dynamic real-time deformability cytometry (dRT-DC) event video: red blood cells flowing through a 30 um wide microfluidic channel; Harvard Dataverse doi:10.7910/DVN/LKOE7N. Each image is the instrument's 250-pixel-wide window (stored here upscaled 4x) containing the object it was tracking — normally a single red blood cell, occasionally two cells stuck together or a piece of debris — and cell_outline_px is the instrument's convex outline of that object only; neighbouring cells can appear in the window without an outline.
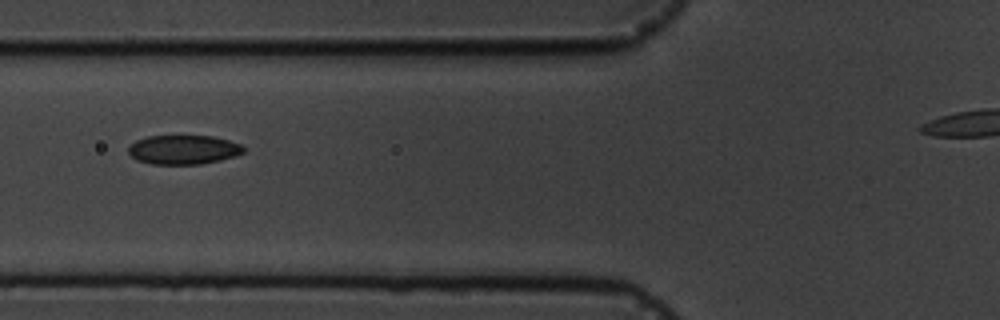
{"species": "common noctule bat (a hibernating species)", "species_latin": "Nyctalus noctula", "temperature_condition": "cold", "stored_images_in_passage": 8, "segment_of_instrument_passage": [1, 2], "camera_frame_rate_fps": 3000, "um_per_image_px": 0.085, "animal": {"sex": "male", "body_mass_g": 19.5, "forearm_length_mm": 54.6}, "frame": {"image": 1, "passage_image": 5, "time_ms": 4.667, "image_size_px": [1000, 320], "cell_outline_px": [[244, 152], [236, 156], [220, 160], [200, 164], [152, 164], [136, 160], [128, 152], [128, 148], [136, 140], [148, 136], [212, 136], [228, 140], [240, 144], [244, 148]], "centroid_in_image_um": [15.59, 12.72], "position_along_channel_um": 110.2, "area_um2": 19.54}}
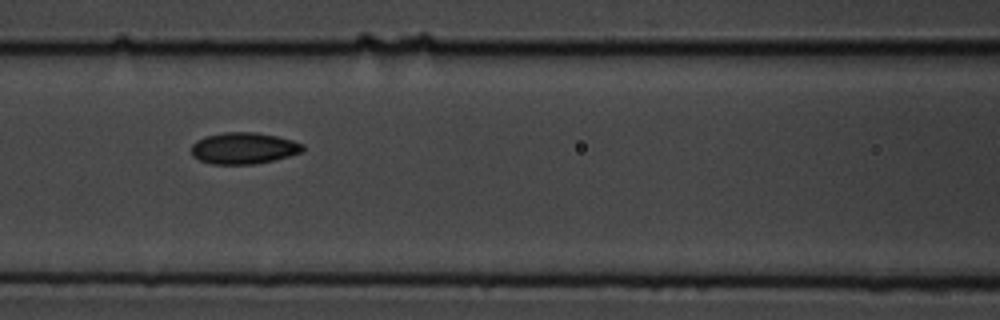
{"frame": {"image": 2, "passage_image": 6, "time_ms": 5.667, "image_size_px": [1000, 320], "cell_outline_px": [[304, 152], [256, 164], [212, 164], [200, 160], [192, 156], [192, 144], [196, 140], [204, 136], [224, 132], [256, 132], [276, 136], [292, 140], [304, 144]], "centroid_in_image_um": [20.71, 12.59], "position_along_channel_um": 145.9, "area_um2": 20.52}}
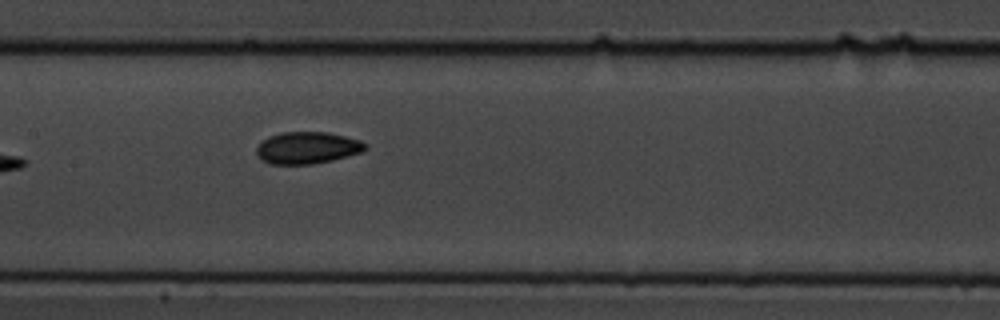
{"frame": {"image": 3, "passage_image": 7, "time_ms": 6.667, "image_size_px": [1000, 320], "cell_outline_px": [[368, 148], [360, 152], [348, 156], [332, 160], [312, 164], [272, 164], [260, 160], [256, 156], [256, 148], [268, 136], [280, 132], [328, 132], [360, 140], [368, 144]], "centroid_in_image_um": [26.11, 12.56], "position_along_channel_um": 181.3, "area_um2": 20.35}}